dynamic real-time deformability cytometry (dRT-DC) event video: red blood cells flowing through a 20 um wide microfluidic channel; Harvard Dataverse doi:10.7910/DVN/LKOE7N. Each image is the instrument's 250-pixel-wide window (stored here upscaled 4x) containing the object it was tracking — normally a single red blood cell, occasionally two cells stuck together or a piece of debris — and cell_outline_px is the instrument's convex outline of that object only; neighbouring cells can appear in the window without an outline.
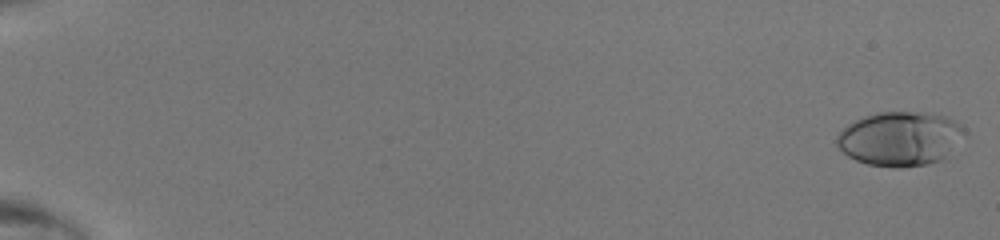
{"species": "human", "species_latin": "Homo sapiens", "temperature_condition": "room temperature", "stored_images_in_passage": 49, "camera_frame_rate_fps": 3000, "um_per_image_px": 0.085, "donor": {"sex": "male"}, "frame": {"image": 1, "passage_image": 1, "time_ms": 0.0, "image_size_px": [1000, 240], "cell_outline_px": [[964, 132], [944, 156], [940, 160], [928, 164], [900, 168], [896, 168], [868, 164], [856, 160], [848, 156], [836, 144], [836, 136], [848, 124], [864, 116], [876, 112], [924, 112], [944, 116], [952, 120], [964, 128]], "centroid_in_image_um": [76.43, 11.78], "position_along_channel_um": 8.6, "area_um2": 39.71}}
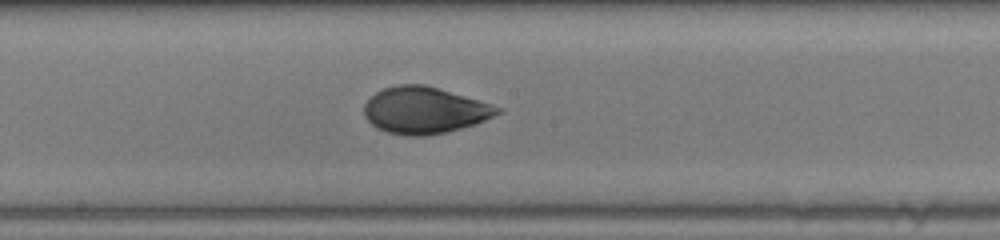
{"frame": {"image": 2, "passage_image": 29, "time_ms": 9.333, "image_size_px": [1000, 240], "cell_outline_px": [[504, 112], [476, 124], [444, 132], [424, 136], [404, 136], [388, 132], [376, 128], [364, 116], [364, 104], [376, 92], [384, 88], [396, 84], [424, 84], [476, 100], [500, 108]], "centroid_in_image_um": [36.04, 9.38], "position_along_channel_um": 212.2, "area_um2": 35.89}}
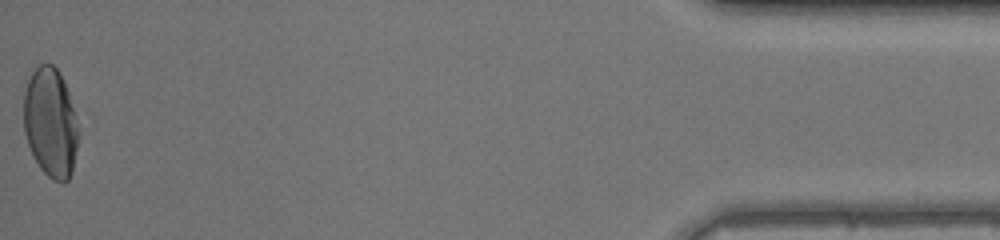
{"frame": {"image": 3, "passage_image": 49, "time_ms": 16.0, "image_size_px": [1000, 240], "cell_outline_px": [[80, 136], [72, 172], [68, 180], [52, 180], [40, 168], [28, 144], [24, 132], [24, 92], [28, 80], [32, 72], [40, 64], [52, 64], [60, 72], [68, 92]], "centroid_in_image_um": [4.3, 10.42], "position_along_channel_um": 430.9, "area_um2": 34.68}}